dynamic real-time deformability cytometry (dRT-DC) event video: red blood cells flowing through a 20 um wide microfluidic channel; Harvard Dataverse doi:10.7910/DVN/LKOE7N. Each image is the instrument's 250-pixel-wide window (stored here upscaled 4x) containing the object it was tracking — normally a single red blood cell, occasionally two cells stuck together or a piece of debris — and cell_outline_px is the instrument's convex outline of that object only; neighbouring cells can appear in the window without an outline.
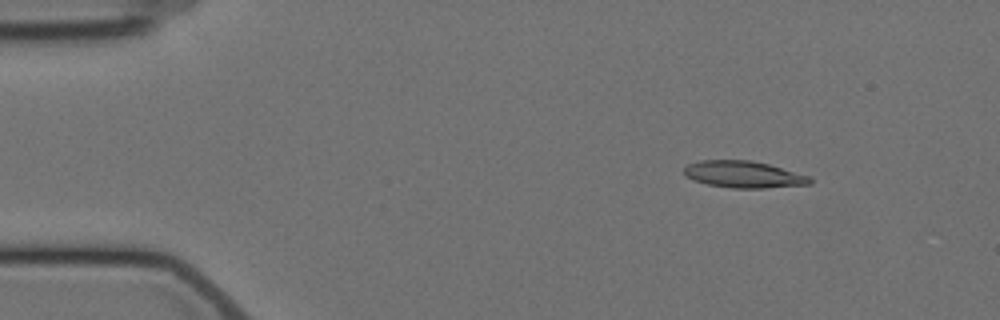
{"species": "Egyptian fruit bat (a non-hibernating species)", "species_latin": "Rousettus aegyptiacus", "temperature_condition": "cold", "stored_images_in_passage": 6, "camera_frame_rate_fps": 3000, "um_per_image_px": 0.085, "animal": {"sex": "female"}, "frame": {"image": 1, "passage_image": 2, "time_ms": 1.333, "image_size_px": [1000, 320], "cell_outline_px": [[812, 184], [764, 188], [732, 188], [708, 184], [696, 180], [688, 176], [684, 172], [684, 168], [688, 164], [700, 160], [748, 160], [768, 164], [812, 176]], "centroid_in_image_um": [63.27, 14.82], "position_along_channel_um": 21.7, "area_um2": 19.54}}
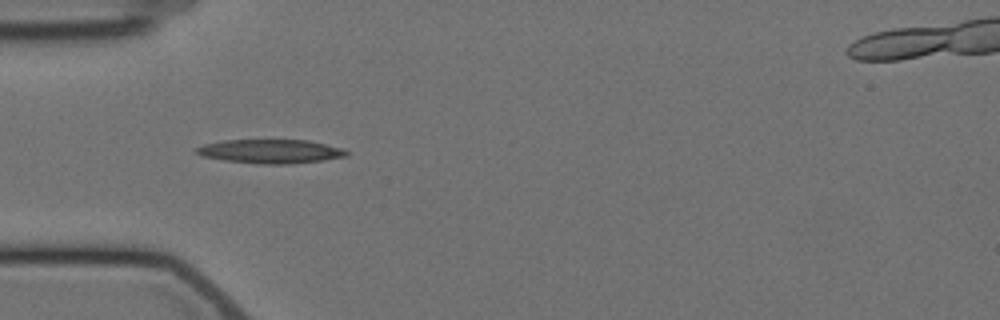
{"frame": {"image": 2, "passage_image": 5, "time_ms": 4.667, "image_size_px": [1000, 320], "cell_outline_px": [[348, 156], [320, 160], [288, 164], [260, 164], [224, 160], [204, 156], [196, 152], [196, 148], [204, 144], [224, 140], [308, 140], [340, 148], [348, 152]], "centroid_in_image_um": [22.98, 12.86], "position_along_channel_um": 62.0, "area_um2": 20.58}}
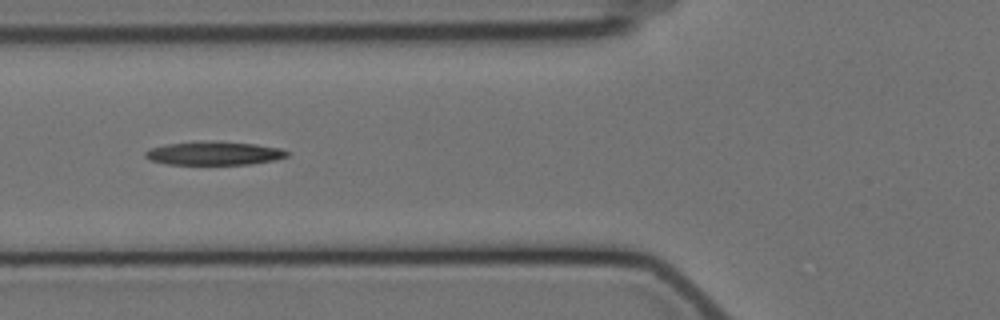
{"frame": {"image": 3, "passage_image": 6, "time_ms": 6.0, "image_size_px": [1000, 320], "cell_outline_px": [[288, 156], [276, 160], [248, 164], [168, 164], [148, 160], [144, 156], [144, 152], [148, 148], [168, 144], [204, 140], [256, 144], [280, 148], [288, 152]], "centroid_in_image_um": [18.16, 13.02], "position_along_channel_um": 107.6, "area_um2": 19.54}}